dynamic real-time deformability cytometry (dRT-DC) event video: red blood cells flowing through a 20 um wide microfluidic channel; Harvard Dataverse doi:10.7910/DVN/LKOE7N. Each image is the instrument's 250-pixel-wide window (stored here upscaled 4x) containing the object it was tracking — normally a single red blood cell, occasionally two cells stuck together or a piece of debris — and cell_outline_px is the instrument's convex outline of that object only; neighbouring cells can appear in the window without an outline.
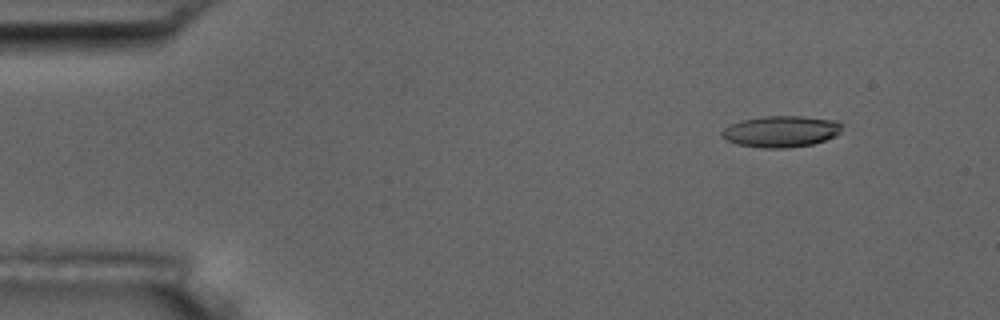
{"species": "common noctule bat (a hibernating species)", "species_latin": "Nyctalus noctula", "temperature_condition": "room temperature", "stored_images_in_passage": 5, "camera_frame_rate_fps": 3000, "um_per_image_px": 0.085, "animal": {"sex": "male", "body_mass_g": 17.5, "forearm_length_mm": 52.3}, "frame": {"image": 1, "passage_image": 2, "time_ms": 1.333, "image_size_px": [1000, 320], "cell_outline_px": [[844, 124], [840, 132], [836, 136], [812, 144], [788, 148], [764, 148], [736, 144], [724, 140], [720, 136], [720, 132], [724, 128], [740, 120], [764, 116], [804, 116], [836, 120]], "centroid_in_image_um": [66.38, 11.17], "position_along_channel_um": 18.6, "area_um2": 22.25}}